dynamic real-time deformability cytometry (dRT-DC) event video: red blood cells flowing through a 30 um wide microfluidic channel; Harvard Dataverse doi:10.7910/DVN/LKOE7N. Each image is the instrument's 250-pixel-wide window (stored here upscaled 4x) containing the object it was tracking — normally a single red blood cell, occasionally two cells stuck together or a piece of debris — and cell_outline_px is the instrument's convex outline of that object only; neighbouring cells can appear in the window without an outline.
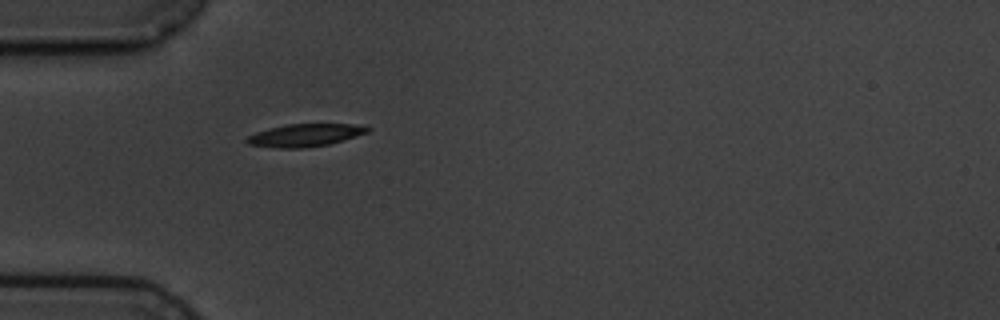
{"species": "common noctule bat (a hibernating species)", "species_latin": "Nyctalus noctula", "temperature_condition": "cold", "stored_images_in_passage": 6, "camera_frame_rate_fps": 3000, "um_per_image_px": 0.085, "animal": {"sex": "male", "body_mass_g": 19.5, "forearm_length_mm": 54.6}, "frame": {"image": 1, "passage_image": 6, "time_ms": 5.667, "image_size_px": [1000, 320], "cell_outline_px": [[372, 128], [368, 132], [328, 144], [300, 148], [276, 148], [248, 144], [244, 140], [248, 136], [256, 132], [288, 124], [352, 124]], "centroid_in_image_um": [25.89, 11.49], "position_along_channel_um": 59.1, "area_um2": 15.61}}